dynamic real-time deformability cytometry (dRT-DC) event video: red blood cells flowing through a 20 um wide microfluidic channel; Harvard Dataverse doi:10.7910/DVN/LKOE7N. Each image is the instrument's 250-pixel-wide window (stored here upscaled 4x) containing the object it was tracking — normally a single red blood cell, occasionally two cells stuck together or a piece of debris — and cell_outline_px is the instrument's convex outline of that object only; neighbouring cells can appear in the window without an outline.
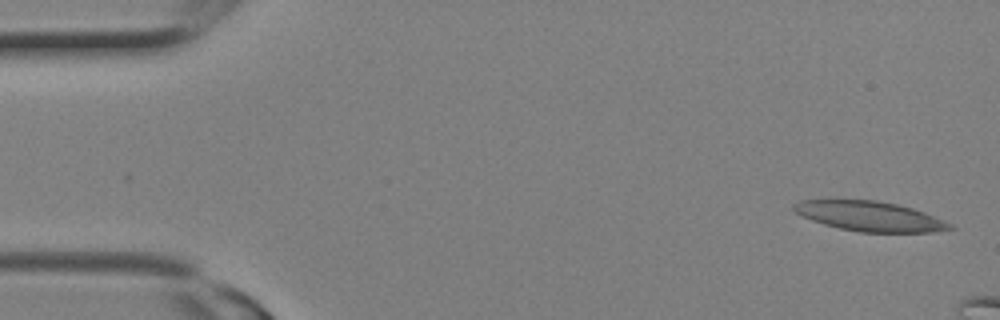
{"species": "Egyptian fruit bat (a non-hibernating species)", "species_latin": "Rousettus aegyptiacus", "temperature_condition": "room temperature", "stored_images_in_passage": 6, "camera_frame_rate_fps": 3000, "um_per_image_px": 0.085, "animal": {"sex": "female"}, "frame": {"image": 1, "passage_image": 1, "time_ms": 0.0, "image_size_px": [1000, 320], "cell_outline_px": [[956, 228], [932, 232], [860, 232], [840, 228], [824, 224], [812, 220], [796, 212], [792, 208], [792, 204], [800, 200], [876, 200], [896, 204], [912, 208], [924, 212], [952, 224]], "centroid_in_image_um": [73.94, 18.38], "position_along_channel_um": 11.1, "area_um2": 26.88}}